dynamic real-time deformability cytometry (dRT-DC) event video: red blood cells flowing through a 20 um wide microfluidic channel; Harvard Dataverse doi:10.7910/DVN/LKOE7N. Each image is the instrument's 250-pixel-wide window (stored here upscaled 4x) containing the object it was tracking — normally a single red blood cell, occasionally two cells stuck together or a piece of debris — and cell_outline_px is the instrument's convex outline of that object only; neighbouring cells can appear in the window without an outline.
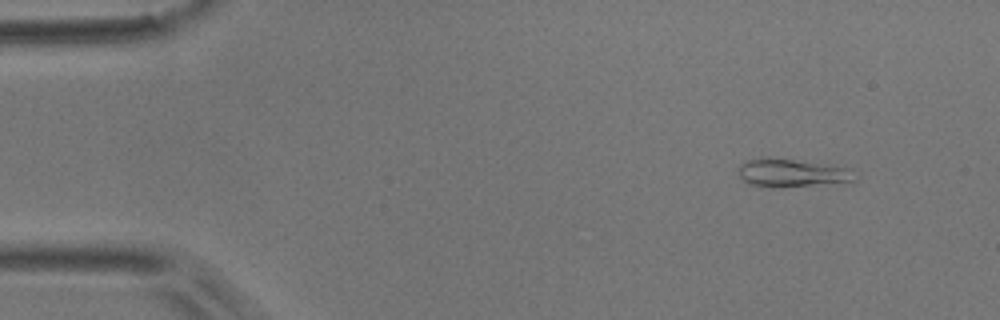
{"species": "common noctule bat (a hibernating species)", "species_latin": "Nyctalus noctula", "temperature_condition": "room temperature", "stored_images_in_passage": 3, "camera_frame_rate_fps": 3000, "um_per_image_px": 0.085, "animal": {"sex": "male", "body_mass_g": 17.9}, "frame": {"image": 1, "passage_image": 1, "time_ms": 0.0, "image_size_px": [1000, 320], "cell_outline_px": [[860, 172], [856, 180], [772, 188], [752, 184], [744, 180], [740, 176], [740, 164], [748, 160], [760, 156], [768, 156], [856, 168]], "centroid_in_image_um": [67.39, 14.66], "position_along_channel_um": 17.6, "area_um2": 19.31}}